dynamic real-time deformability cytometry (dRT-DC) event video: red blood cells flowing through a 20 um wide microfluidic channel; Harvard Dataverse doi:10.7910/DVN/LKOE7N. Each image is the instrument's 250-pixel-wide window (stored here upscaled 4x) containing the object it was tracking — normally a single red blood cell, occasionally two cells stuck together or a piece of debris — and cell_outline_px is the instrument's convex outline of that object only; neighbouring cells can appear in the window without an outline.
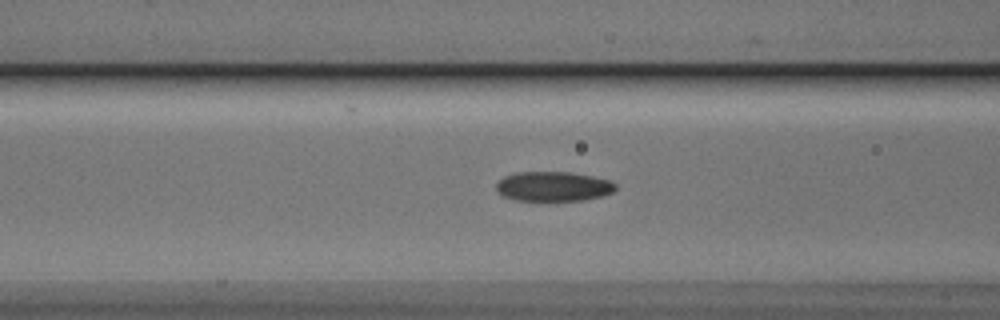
{"species": "Egyptian fruit bat (a non-hibernating species)", "species_latin": "Rousettus aegyptiacus", "temperature_condition": "cold", "stored_images_in_passage": 35, "camera_frame_rate_fps": 3000, "um_per_image_px": 0.085, "animal": {"sex": "male"}, "frame": {"image": 1, "passage_image": 7, "time_ms": 2.0, "image_size_px": [1000, 320], "cell_outline_px": [[616, 188], [612, 192], [604, 196], [584, 200], [516, 200], [504, 196], [496, 192], [496, 184], [504, 176], [516, 172], [572, 172], [592, 176], [608, 180], [616, 184]], "centroid_in_image_um": [47.03, 15.84], "position_along_channel_um": 119.6, "area_um2": 20.63}}
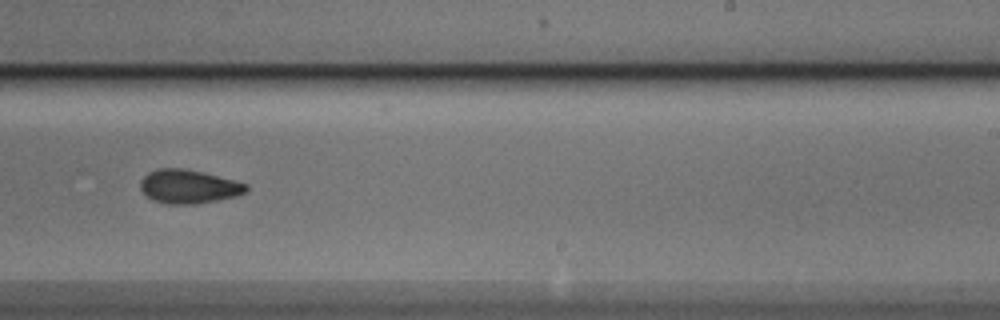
{"frame": {"image": 2, "passage_image": 19, "time_ms": 6.0, "image_size_px": [1000, 320], "cell_outline_px": [[248, 188], [244, 192], [232, 196], [216, 200], [192, 204], [168, 204], [152, 200], [140, 188], [140, 180], [148, 172], [156, 168], [184, 168], [236, 180], [248, 184]], "centroid_in_image_um": [15.99, 15.84], "position_along_channel_um": 273.0, "area_um2": 20.63}}
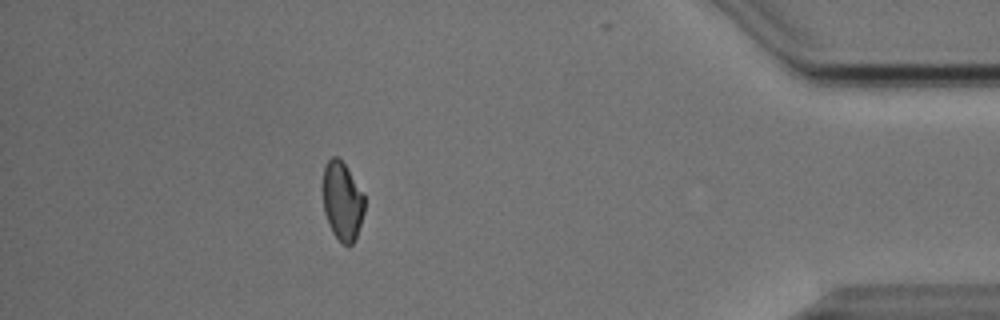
{"frame": {"image": 3, "passage_image": 33, "time_ms": 10.667, "image_size_px": [1000, 320], "cell_outline_px": [[364, 212], [356, 236], [352, 244], [344, 244], [332, 232], [324, 212], [324, 168], [328, 160], [332, 156], [336, 156], [344, 164], [364, 196]], "centroid_in_image_um": [29.09, 17.1], "position_along_channel_um": 406.1, "area_um2": 18.38}, "authors_computed_cell_mechanics": {"area_um2": 20.5768, "velocity_mm_per_s": 3.8364, "shape_relaxation_time_tau1_ms": 5.0959, "shape_relaxation_time_tau2_ms": 4.0324, "deformation_change_tau1": 0.1366, "deformation_change_tau2": 0.077}}